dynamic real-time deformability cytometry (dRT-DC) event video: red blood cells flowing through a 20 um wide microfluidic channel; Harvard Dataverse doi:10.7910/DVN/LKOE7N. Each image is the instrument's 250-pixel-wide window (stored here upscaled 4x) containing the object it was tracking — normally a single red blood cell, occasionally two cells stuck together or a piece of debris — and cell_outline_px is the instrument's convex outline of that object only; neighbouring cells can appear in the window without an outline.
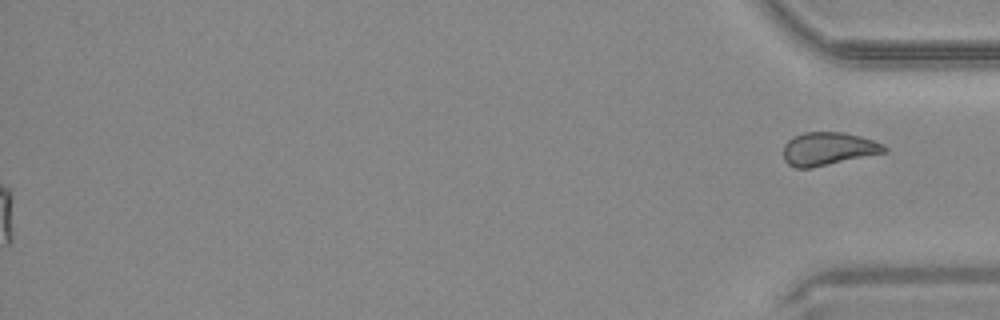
{"species": "common noctule bat (a hibernating species)", "species_latin": "Nyctalus noctula", "temperature_condition": "warm", "stored_images_in_passage": 52, "segment_of_instrument_passage": [2, 2], "camera_frame_rate_fps": 3000, "um_per_image_px": 0.085, "animal": {"sex": "male", "body_mass_g": 20.4}, "frame": {"image": 1, "passage_image": 52, "time_ms": 17.0, "image_size_px": [1000, 320], "cell_outline_px": [[888, 152], [812, 168], [792, 168], [784, 160], [784, 144], [792, 136], [804, 132], [844, 132], [860, 136], [884, 144], [888, 148]], "centroid_in_image_um": [70.4, 12.65], "position_along_channel_um": 364.8, "area_um2": 19.77}}